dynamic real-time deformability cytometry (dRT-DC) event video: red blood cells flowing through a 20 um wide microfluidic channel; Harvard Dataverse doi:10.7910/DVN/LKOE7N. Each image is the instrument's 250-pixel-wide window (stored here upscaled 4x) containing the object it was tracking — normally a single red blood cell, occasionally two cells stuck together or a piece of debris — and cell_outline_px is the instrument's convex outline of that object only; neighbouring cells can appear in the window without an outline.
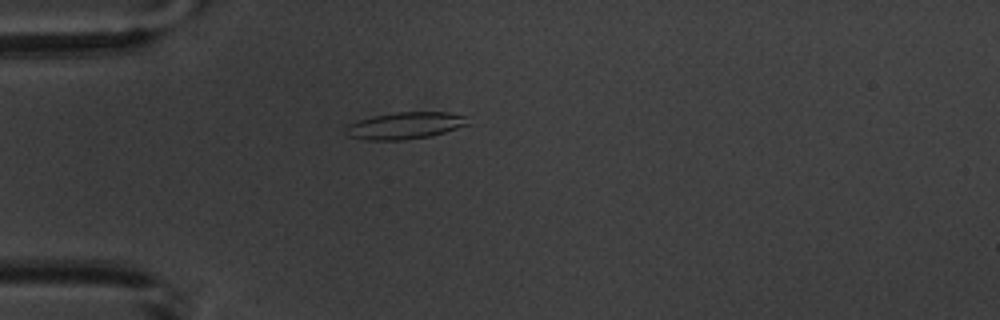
{"species": "common noctule bat (a hibernating species)", "species_latin": "Nyctalus noctula", "temperature_condition": "warm", "stored_images_in_passage": 1, "camera_frame_rate_fps": 3000, "um_per_image_px": 0.085, "animal": {"sex": "male", "body_mass_g": 20.1, "forearm_length_mm": 53.5}, "frame": {"image": 1, "passage_image": 1, "time_ms": 0.0, "image_size_px": [1000, 320], "cell_outline_px": [[472, 124], [432, 136], [404, 140], [364, 140], [348, 136], [344, 132], [344, 128], [348, 124], [372, 116], [396, 112], [448, 112], [468, 116]], "centroid_in_image_um": [34.48, 10.68], "position_along_channel_um": 50.5, "area_um2": 19.54}}